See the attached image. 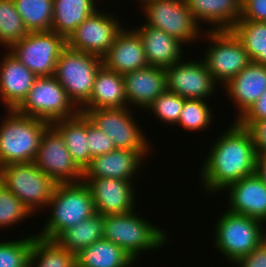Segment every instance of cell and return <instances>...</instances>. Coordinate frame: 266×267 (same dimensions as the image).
<instances>
[{
    "label": "cell",
    "mask_w": 266,
    "mask_h": 267,
    "mask_svg": "<svg viewBox=\"0 0 266 267\" xmlns=\"http://www.w3.org/2000/svg\"><path fill=\"white\" fill-rule=\"evenodd\" d=\"M230 126L215 138L200 168V179L208 193H219L232 182L256 172L258 155L251 132L235 119Z\"/></svg>",
    "instance_id": "6da1fadb"
},
{
    "label": "cell",
    "mask_w": 266,
    "mask_h": 267,
    "mask_svg": "<svg viewBox=\"0 0 266 267\" xmlns=\"http://www.w3.org/2000/svg\"><path fill=\"white\" fill-rule=\"evenodd\" d=\"M0 122V167L33 162L49 122L8 110Z\"/></svg>",
    "instance_id": "7a4b0ae2"
},
{
    "label": "cell",
    "mask_w": 266,
    "mask_h": 267,
    "mask_svg": "<svg viewBox=\"0 0 266 267\" xmlns=\"http://www.w3.org/2000/svg\"><path fill=\"white\" fill-rule=\"evenodd\" d=\"M48 206L51 207L50 218L37 235L48 240H54L64 230L96 213L90 190L84 181L57 183Z\"/></svg>",
    "instance_id": "3957f363"
},
{
    "label": "cell",
    "mask_w": 266,
    "mask_h": 267,
    "mask_svg": "<svg viewBox=\"0 0 266 267\" xmlns=\"http://www.w3.org/2000/svg\"><path fill=\"white\" fill-rule=\"evenodd\" d=\"M168 238L165 231L138 216L136 210L105 215L103 239L123 248L135 261L144 251L163 247Z\"/></svg>",
    "instance_id": "277c9868"
},
{
    "label": "cell",
    "mask_w": 266,
    "mask_h": 267,
    "mask_svg": "<svg viewBox=\"0 0 266 267\" xmlns=\"http://www.w3.org/2000/svg\"><path fill=\"white\" fill-rule=\"evenodd\" d=\"M216 223L213 241L229 262H237L264 241L265 224L256 218L226 210Z\"/></svg>",
    "instance_id": "5b68a950"
},
{
    "label": "cell",
    "mask_w": 266,
    "mask_h": 267,
    "mask_svg": "<svg viewBox=\"0 0 266 267\" xmlns=\"http://www.w3.org/2000/svg\"><path fill=\"white\" fill-rule=\"evenodd\" d=\"M102 65V58L94 54L68 46L61 52L54 77L77 108L80 109L89 100L95 76Z\"/></svg>",
    "instance_id": "8992f818"
},
{
    "label": "cell",
    "mask_w": 266,
    "mask_h": 267,
    "mask_svg": "<svg viewBox=\"0 0 266 267\" xmlns=\"http://www.w3.org/2000/svg\"><path fill=\"white\" fill-rule=\"evenodd\" d=\"M0 183L10 190L30 211L48 207L57 183L33 162L0 167ZM42 206V207H41Z\"/></svg>",
    "instance_id": "52a82bcc"
},
{
    "label": "cell",
    "mask_w": 266,
    "mask_h": 267,
    "mask_svg": "<svg viewBox=\"0 0 266 267\" xmlns=\"http://www.w3.org/2000/svg\"><path fill=\"white\" fill-rule=\"evenodd\" d=\"M15 111L50 124L56 120L72 118L80 112L54 76L37 77Z\"/></svg>",
    "instance_id": "ba28073f"
},
{
    "label": "cell",
    "mask_w": 266,
    "mask_h": 267,
    "mask_svg": "<svg viewBox=\"0 0 266 267\" xmlns=\"http://www.w3.org/2000/svg\"><path fill=\"white\" fill-rule=\"evenodd\" d=\"M130 107L79 109L98 129L110 136L116 149L134 150L143 158L148 154L149 142L135 121Z\"/></svg>",
    "instance_id": "9c48e42d"
},
{
    "label": "cell",
    "mask_w": 266,
    "mask_h": 267,
    "mask_svg": "<svg viewBox=\"0 0 266 267\" xmlns=\"http://www.w3.org/2000/svg\"><path fill=\"white\" fill-rule=\"evenodd\" d=\"M66 46V39L50 30L29 32L8 51L37 77H49L54 76L57 60Z\"/></svg>",
    "instance_id": "30bf717a"
},
{
    "label": "cell",
    "mask_w": 266,
    "mask_h": 267,
    "mask_svg": "<svg viewBox=\"0 0 266 267\" xmlns=\"http://www.w3.org/2000/svg\"><path fill=\"white\" fill-rule=\"evenodd\" d=\"M204 32L210 47L202 59L216 83L226 84L246 68L251 59L241 41L231 30ZM207 33V34H206Z\"/></svg>",
    "instance_id": "8fae6325"
},
{
    "label": "cell",
    "mask_w": 266,
    "mask_h": 267,
    "mask_svg": "<svg viewBox=\"0 0 266 267\" xmlns=\"http://www.w3.org/2000/svg\"><path fill=\"white\" fill-rule=\"evenodd\" d=\"M141 9L146 16L144 24L166 32L185 46L202 36L185 0H154Z\"/></svg>",
    "instance_id": "7c38bea8"
},
{
    "label": "cell",
    "mask_w": 266,
    "mask_h": 267,
    "mask_svg": "<svg viewBox=\"0 0 266 267\" xmlns=\"http://www.w3.org/2000/svg\"><path fill=\"white\" fill-rule=\"evenodd\" d=\"M33 163L56 183H78L83 179V171L51 124L43 132Z\"/></svg>",
    "instance_id": "4fadbf2b"
},
{
    "label": "cell",
    "mask_w": 266,
    "mask_h": 267,
    "mask_svg": "<svg viewBox=\"0 0 266 267\" xmlns=\"http://www.w3.org/2000/svg\"><path fill=\"white\" fill-rule=\"evenodd\" d=\"M110 13L96 10L86 18L66 40L71 49L101 58L108 52L123 24Z\"/></svg>",
    "instance_id": "5bb4252c"
},
{
    "label": "cell",
    "mask_w": 266,
    "mask_h": 267,
    "mask_svg": "<svg viewBox=\"0 0 266 267\" xmlns=\"http://www.w3.org/2000/svg\"><path fill=\"white\" fill-rule=\"evenodd\" d=\"M165 72L167 91L185 99L206 100L217 90V83L203 60H181L165 68Z\"/></svg>",
    "instance_id": "9a60e30c"
},
{
    "label": "cell",
    "mask_w": 266,
    "mask_h": 267,
    "mask_svg": "<svg viewBox=\"0 0 266 267\" xmlns=\"http://www.w3.org/2000/svg\"><path fill=\"white\" fill-rule=\"evenodd\" d=\"M82 181L90 190L97 214H124L135 209L133 181L115 178H83Z\"/></svg>",
    "instance_id": "2e32d148"
},
{
    "label": "cell",
    "mask_w": 266,
    "mask_h": 267,
    "mask_svg": "<svg viewBox=\"0 0 266 267\" xmlns=\"http://www.w3.org/2000/svg\"><path fill=\"white\" fill-rule=\"evenodd\" d=\"M224 190L229 197L228 211L266 224V185L256 173L232 182Z\"/></svg>",
    "instance_id": "e0dca14e"
},
{
    "label": "cell",
    "mask_w": 266,
    "mask_h": 267,
    "mask_svg": "<svg viewBox=\"0 0 266 267\" xmlns=\"http://www.w3.org/2000/svg\"><path fill=\"white\" fill-rule=\"evenodd\" d=\"M102 62L107 69L121 75L149 65L139 33L126 28L118 33Z\"/></svg>",
    "instance_id": "ac0fdd59"
},
{
    "label": "cell",
    "mask_w": 266,
    "mask_h": 267,
    "mask_svg": "<svg viewBox=\"0 0 266 267\" xmlns=\"http://www.w3.org/2000/svg\"><path fill=\"white\" fill-rule=\"evenodd\" d=\"M123 78L128 107L132 105L131 107L145 109V112L147 107L167 90L165 68L148 65L124 74Z\"/></svg>",
    "instance_id": "d6986e66"
},
{
    "label": "cell",
    "mask_w": 266,
    "mask_h": 267,
    "mask_svg": "<svg viewBox=\"0 0 266 267\" xmlns=\"http://www.w3.org/2000/svg\"><path fill=\"white\" fill-rule=\"evenodd\" d=\"M143 160L145 159L134 150L114 149L109 153L93 157L83 171V178L133 181L139 169L142 170Z\"/></svg>",
    "instance_id": "ffe728a7"
},
{
    "label": "cell",
    "mask_w": 266,
    "mask_h": 267,
    "mask_svg": "<svg viewBox=\"0 0 266 267\" xmlns=\"http://www.w3.org/2000/svg\"><path fill=\"white\" fill-rule=\"evenodd\" d=\"M37 76L9 51L0 62V98L7 110H15L26 98Z\"/></svg>",
    "instance_id": "44dd1931"
},
{
    "label": "cell",
    "mask_w": 266,
    "mask_h": 267,
    "mask_svg": "<svg viewBox=\"0 0 266 267\" xmlns=\"http://www.w3.org/2000/svg\"><path fill=\"white\" fill-rule=\"evenodd\" d=\"M228 96L237 106L236 121L266 90V66L253 61L225 85ZM238 116V117H237Z\"/></svg>",
    "instance_id": "7402d4cb"
},
{
    "label": "cell",
    "mask_w": 266,
    "mask_h": 267,
    "mask_svg": "<svg viewBox=\"0 0 266 267\" xmlns=\"http://www.w3.org/2000/svg\"><path fill=\"white\" fill-rule=\"evenodd\" d=\"M140 35L148 64L167 68L183 59V44L166 32L142 24L134 28Z\"/></svg>",
    "instance_id": "603a6c76"
},
{
    "label": "cell",
    "mask_w": 266,
    "mask_h": 267,
    "mask_svg": "<svg viewBox=\"0 0 266 267\" xmlns=\"http://www.w3.org/2000/svg\"><path fill=\"white\" fill-rule=\"evenodd\" d=\"M198 24L208 23L211 30H231L241 18L240 0H185Z\"/></svg>",
    "instance_id": "cb8c5ba5"
},
{
    "label": "cell",
    "mask_w": 266,
    "mask_h": 267,
    "mask_svg": "<svg viewBox=\"0 0 266 267\" xmlns=\"http://www.w3.org/2000/svg\"><path fill=\"white\" fill-rule=\"evenodd\" d=\"M128 107L123 75L102 65L94 79L89 100L80 109Z\"/></svg>",
    "instance_id": "d4e9b609"
},
{
    "label": "cell",
    "mask_w": 266,
    "mask_h": 267,
    "mask_svg": "<svg viewBox=\"0 0 266 267\" xmlns=\"http://www.w3.org/2000/svg\"><path fill=\"white\" fill-rule=\"evenodd\" d=\"M64 140L67 150L77 166L84 171L92 157L88 147V118L79 112L68 119H60L51 123Z\"/></svg>",
    "instance_id": "484cf974"
},
{
    "label": "cell",
    "mask_w": 266,
    "mask_h": 267,
    "mask_svg": "<svg viewBox=\"0 0 266 267\" xmlns=\"http://www.w3.org/2000/svg\"><path fill=\"white\" fill-rule=\"evenodd\" d=\"M76 257V267H131L135 260L113 242L100 239L81 249Z\"/></svg>",
    "instance_id": "4316f807"
},
{
    "label": "cell",
    "mask_w": 266,
    "mask_h": 267,
    "mask_svg": "<svg viewBox=\"0 0 266 267\" xmlns=\"http://www.w3.org/2000/svg\"><path fill=\"white\" fill-rule=\"evenodd\" d=\"M95 0H53L52 31L66 40L96 10Z\"/></svg>",
    "instance_id": "83f0119b"
},
{
    "label": "cell",
    "mask_w": 266,
    "mask_h": 267,
    "mask_svg": "<svg viewBox=\"0 0 266 267\" xmlns=\"http://www.w3.org/2000/svg\"><path fill=\"white\" fill-rule=\"evenodd\" d=\"M104 215L95 213L90 218L61 232L54 240L64 249L77 254L94 242L103 239Z\"/></svg>",
    "instance_id": "f1b7e54d"
},
{
    "label": "cell",
    "mask_w": 266,
    "mask_h": 267,
    "mask_svg": "<svg viewBox=\"0 0 266 267\" xmlns=\"http://www.w3.org/2000/svg\"><path fill=\"white\" fill-rule=\"evenodd\" d=\"M29 267H76V257L55 240L33 234Z\"/></svg>",
    "instance_id": "f546056e"
},
{
    "label": "cell",
    "mask_w": 266,
    "mask_h": 267,
    "mask_svg": "<svg viewBox=\"0 0 266 267\" xmlns=\"http://www.w3.org/2000/svg\"><path fill=\"white\" fill-rule=\"evenodd\" d=\"M231 31L241 41L251 61L266 66V22L239 20Z\"/></svg>",
    "instance_id": "4dcf8cb0"
},
{
    "label": "cell",
    "mask_w": 266,
    "mask_h": 267,
    "mask_svg": "<svg viewBox=\"0 0 266 267\" xmlns=\"http://www.w3.org/2000/svg\"><path fill=\"white\" fill-rule=\"evenodd\" d=\"M28 32L52 30L53 0H13Z\"/></svg>",
    "instance_id": "1f68e13d"
},
{
    "label": "cell",
    "mask_w": 266,
    "mask_h": 267,
    "mask_svg": "<svg viewBox=\"0 0 266 267\" xmlns=\"http://www.w3.org/2000/svg\"><path fill=\"white\" fill-rule=\"evenodd\" d=\"M28 33L13 0H0V46L8 50Z\"/></svg>",
    "instance_id": "d6a6232c"
},
{
    "label": "cell",
    "mask_w": 266,
    "mask_h": 267,
    "mask_svg": "<svg viewBox=\"0 0 266 267\" xmlns=\"http://www.w3.org/2000/svg\"><path fill=\"white\" fill-rule=\"evenodd\" d=\"M210 109L205 100L186 99L177 125L189 131H202L213 122Z\"/></svg>",
    "instance_id": "836d02e7"
},
{
    "label": "cell",
    "mask_w": 266,
    "mask_h": 267,
    "mask_svg": "<svg viewBox=\"0 0 266 267\" xmlns=\"http://www.w3.org/2000/svg\"><path fill=\"white\" fill-rule=\"evenodd\" d=\"M33 235L0 242V267H29Z\"/></svg>",
    "instance_id": "e575fe53"
},
{
    "label": "cell",
    "mask_w": 266,
    "mask_h": 267,
    "mask_svg": "<svg viewBox=\"0 0 266 267\" xmlns=\"http://www.w3.org/2000/svg\"><path fill=\"white\" fill-rule=\"evenodd\" d=\"M30 216L24 204L0 183V228H8Z\"/></svg>",
    "instance_id": "d590c367"
},
{
    "label": "cell",
    "mask_w": 266,
    "mask_h": 267,
    "mask_svg": "<svg viewBox=\"0 0 266 267\" xmlns=\"http://www.w3.org/2000/svg\"><path fill=\"white\" fill-rule=\"evenodd\" d=\"M185 100L178 94L166 90L147 109L155 114L157 118H160L159 120L162 122L174 126L173 124L178 123Z\"/></svg>",
    "instance_id": "8d00e7d4"
},
{
    "label": "cell",
    "mask_w": 266,
    "mask_h": 267,
    "mask_svg": "<svg viewBox=\"0 0 266 267\" xmlns=\"http://www.w3.org/2000/svg\"><path fill=\"white\" fill-rule=\"evenodd\" d=\"M88 147L91 157L103 155L116 149L110 136L98 129L88 119Z\"/></svg>",
    "instance_id": "74e56055"
},
{
    "label": "cell",
    "mask_w": 266,
    "mask_h": 267,
    "mask_svg": "<svg viewBox=\"0 0 266 267\" xmlns=\"http://www.w3.org/2000/svg\"><path fill=\"white\" fill-rule=\"evenodd\" d=\"M239 20L266 22V0H243Z\"/></svg>",
    "instance_id": "f35d334b"
},
{
    "label": "cell",
    "mask_w": 266,
    "mask_h": 267,
    "mask_svg": "<svg viewBox=\"0 0 266 267\" xmlns=\"http://www.w3.org/2000/svg\"><path fill=\"white\" fill-rule=\"evenodd\" d=\"M262 119H266V90L237 122L247 128L252 122Z\"/></svg>",
    "instance_id": "ab89813d"
},
{
    "label": "cell",
    "mask_w": 266,
    "mask_h": 267,
    "mask_svg": "<svg viewBox=\"0 0 266 267\" xmlns=\"http://www.w3.org/2000/svg\"><path fill=\"white\" fill-rule=\"evenodd\" d=\"M233 264L237 267H266V242L263 241L249 254Z\"/></svg>",
    "instance_id": "60d3db41"
},
{
    "label": "cell",
    "mask_w": 266,
    "mask_h": 267,
    "mask_svg": "<svg viewBox=\"0 0 266 267\" xmlns=\"http://www.w3.org/2000/svg\"><path fill=\"white\" fill-rule=\"evenodd\" d=\"M258 156L266 155V119L252 122L248 127Z\"/></svg>",
    "instance_id": "b9f144b4"
},
{
    "label": "cell",
    "mask_w": 266,
    "mask_h": 267,
    "mask_svg": "<svg viewBox=\"0 0 266 267\" xmlns=\"http://www.w3.org/2000/svg\"><path fill=\"white\" fill-rule=\"evenodd\" d=\"M255 173L260 177V179L266 185V155L257 156Z\"/></svg>",
    "instance_id": "7bdbcfd3"
},
{
    "label": "cell",
    "mask_w": 266,
    "mask_h": 267,
    "mask_svg": "<svg viewBox=\"0 0 266 267\" xmlns=\"http://www.w3.org/2000/svg\"><path fill=\"white\" fill-rule=\"evenodd\" d=\"M139 1L142 2V3H141L142 6H140V7L143 8L146 4H148V3H150V2H152V1H154V0H139Z\"/></svg>",
    "instance_id": "ee69618b"
},
{
    "label": "cell",
    "mask_w": 266,
    "mask_h": 267,
    "mask_svg": "<svg viewBox=\"0 0 266 267\" xmlns=\"http://www.w3.org/2000/svg\"><path fill=\"white\" fill-rule=\"evenodd\" d=\"M264 241L266 242V231H264Z\"/></svg>",
    "instance_id": "f6af8a7d"
}]
</instances>
